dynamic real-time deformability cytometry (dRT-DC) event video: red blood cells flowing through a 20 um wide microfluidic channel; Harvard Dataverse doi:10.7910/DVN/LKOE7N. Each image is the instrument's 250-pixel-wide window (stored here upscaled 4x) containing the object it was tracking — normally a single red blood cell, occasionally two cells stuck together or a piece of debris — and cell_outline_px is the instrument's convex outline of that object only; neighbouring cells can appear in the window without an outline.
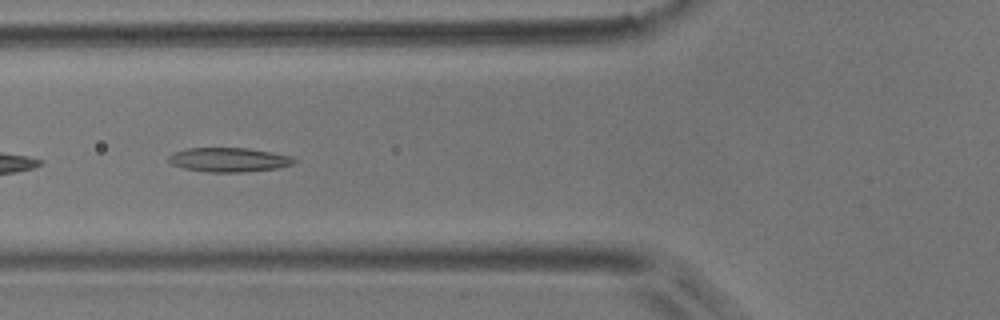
{"species": "common noctule bat (a hibernating species)", "species_latin": "Nyctalus noctula", "temperature_condition": "room temperature", "stored_images_in_passage": 7, "camera_frame_rate_fps": 3000, "um_per_image_px": 0.085, "animal": {"sex": "male", "body_mass_g": 17.9}, "frame": {"image": 1, "passage_image": 3, "time_ms": 2.0, "image_size_px": [1000, 320], "cell_outline_px": [[296, 160], [292, 164], [280, 168], [240, 172], [208, 172], [184, 168], [172, 164], [168, 160], [168, 156], [172, 152], [188, 148], [248, 148], [272, 152], [292, 156]], "centroid_in_image_um": [19.45, 13.57], "position_along_channel_um": 106.3, "area_um2": 17.74}}
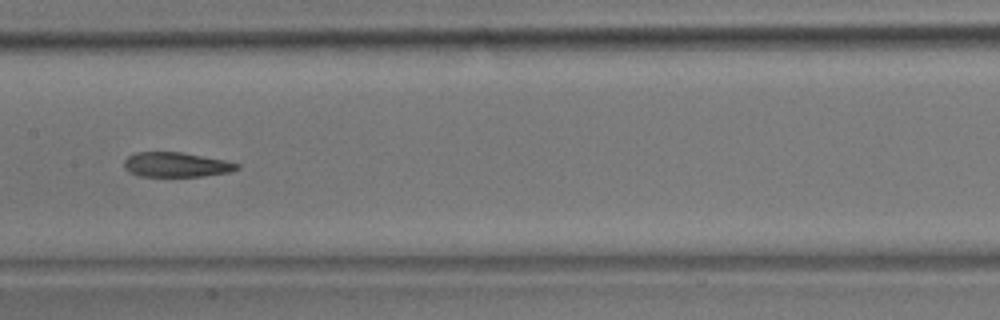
{"frame": {"image": 2, "passage_image": 5, "time_ms": 4.333, "image_size_px": [1000, 320], "cell_outline_px": [[240, 168], [228, 172], [200, 176], [140, 176], [128, 172], [124, 168], [124, 160], [128, 156], [136, 152], [180, 152], [224, 160], [240, 164]], "centroid_in_image_um": [14.94, 13.99], "position_along_channel_um": 192.5, "area_um2": 16.13}}
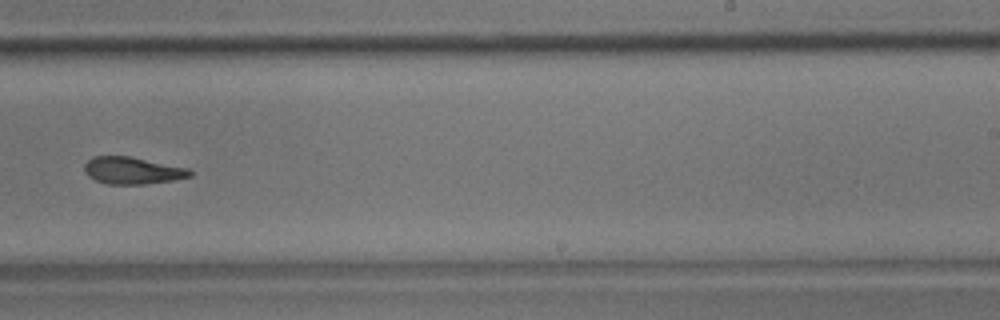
{"frame": {"image": 3, "passage_image": 7, "time_ms": 6.667, "image_size_px": [1000, 320], "cell_outline_px": [[192, 176], [172, 180], [144, 184], [108, 184], [96, 180], [88, 176], [84, 172], [84, 164], [92, 156], [128, 156], [188, 168], [192, 172]], "centroid_in_image_um": [11.22, 14.49], "position_along_channel_um": 277.8, "area_um2": 16.53}}